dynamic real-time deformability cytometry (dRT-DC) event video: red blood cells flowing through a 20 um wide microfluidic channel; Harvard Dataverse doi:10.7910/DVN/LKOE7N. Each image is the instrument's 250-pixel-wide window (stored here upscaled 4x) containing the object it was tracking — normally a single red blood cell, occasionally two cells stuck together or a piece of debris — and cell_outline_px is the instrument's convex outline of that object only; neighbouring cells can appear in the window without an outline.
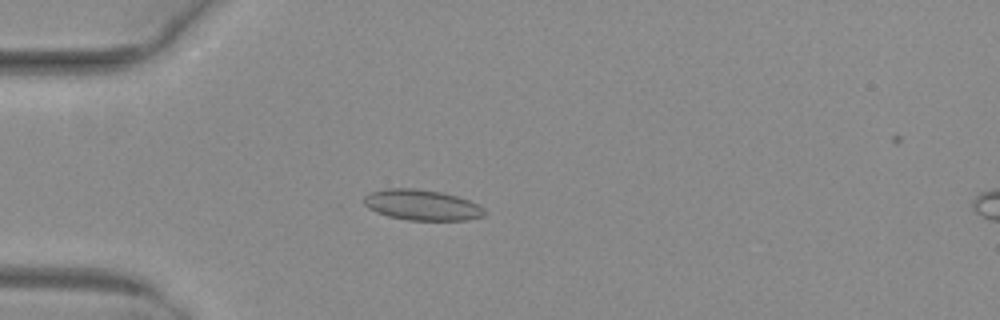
{"species": "common noctule bat (a hibernating species)", "species_latin": "Nyctalus noctula", "temperature_condition": "warm", "stored_images_in_passage": 45, "camera_frame_rate_fps": 3000, "um_per_image_px": 0.085, "animal": {"sex": "female", "body_mass_g": 29.2, "forearm_length_mm": 56.3}, "frame": {"image": 1, "passage_image": 8, "time_ms": 2.333, "image_size_px": [1000, 320], "cell_outline_px": [[484, 216], [468, 220], [408, 220], [388, 216], [376, 212], [368, 208], [364, 204], [364, 196], [372, 192], [384, 188], [416, 188], [444, 192], [468, 200], [484, 208]], "centroid_in_image_um": [35.85, 17.42], "position_along_channel_um": 49.2, "area_um2": 21.56}}
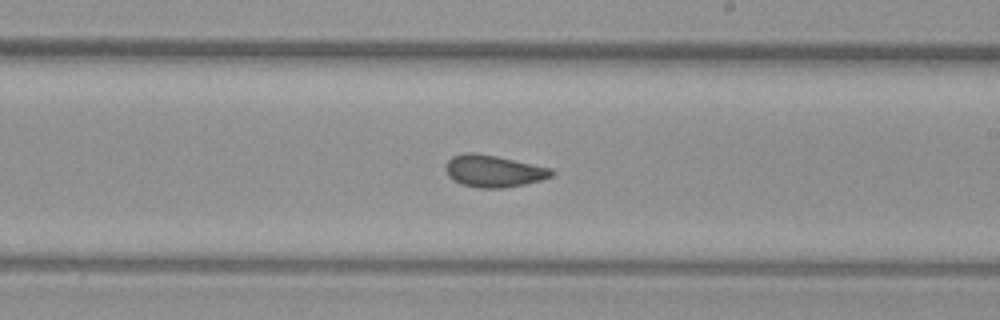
{"frame": {"image": 2, "passage_image": 24, "time_ms": 7.667, "image_size_px": [1000, 320], "cell_outline_px": [[556, 172], [552, 176], [540, 180], [524, 184], [504, 188], [480, 188], [460, 184], [448, 176], [444, 168], [444, 164], [452, 156], [464, 152], [476, 152], [496, 156], [552, 168]], "centroid_in_image_um": [41.92, 14.53], "position_along_channel_um": 247.1, "area_um2": 19.94}}
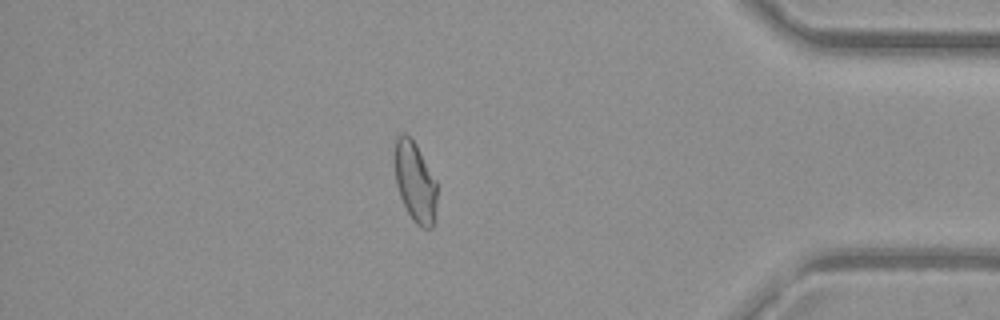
{"frame": {"image": 3, "passage_image": 38, "time_ms": 12.333, "image_size_px": [1000, 320], "cell_outline_px": [[436, 200], [432, 228], [420, 228], [412, 220], [400, 196], [396, 184], [396, 136], [400, 132], [404, 132], [416, 144], [436, 180]], "centroid_in_image_um": [35.29, 15.47], "position_along_channel_um": 399.9, "area_um2": 19.36}, "authors_computed_cell_mechanics": {"area_um2": 19.941, "velocity_mm_per_s": 4.0321, "shape_relaxation_time_tau1_ms": null, "shape_relaxation_time_tau2_ms": 1.3623, "deformation_change_tau1": null, "deformation_change_tau2": 0.0606}}